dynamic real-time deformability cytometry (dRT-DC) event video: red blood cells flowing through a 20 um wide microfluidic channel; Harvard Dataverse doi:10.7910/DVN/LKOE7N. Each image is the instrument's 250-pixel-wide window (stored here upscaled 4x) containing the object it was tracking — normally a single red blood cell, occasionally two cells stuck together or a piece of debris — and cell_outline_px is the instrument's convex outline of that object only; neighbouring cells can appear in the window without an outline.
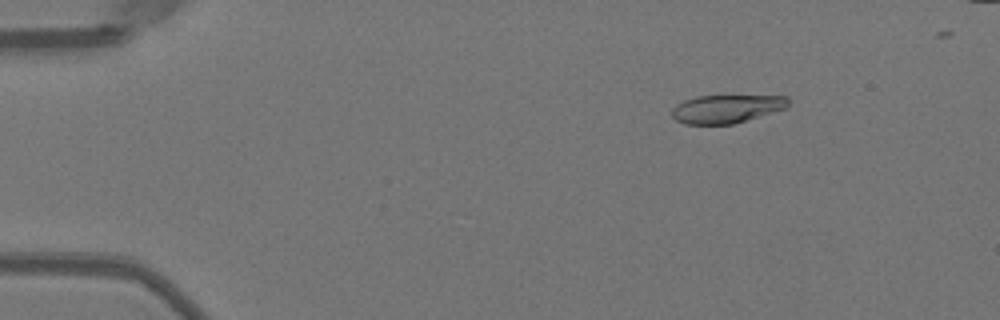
{"species": "Egyptian fruit bat (a non-hibernating species)", "species_latin": "Rousettus aegyptiacus", "temperature_condition": "warm", "stored_images_in_passage": 49, "camera_frame_rate_fps": 3000, "um_per_image_px": 0.085, "animal": {"sex": "female"}, "frame": {"image": 1, "passage_image": 8, "time_ms": 2.333, "image_size_px": [1000, 320], "cell_outline_px": [[788, 108], [732, 124], [684, 124], [676, 120], [672, 116], [672, 108], [676, 104], [684, 100], [696, 96], [788, 96]], "centroid_in_image_um": [61.74, 9.25], "position_along_channel_um": 23.3, "area_um2": 19.13}}
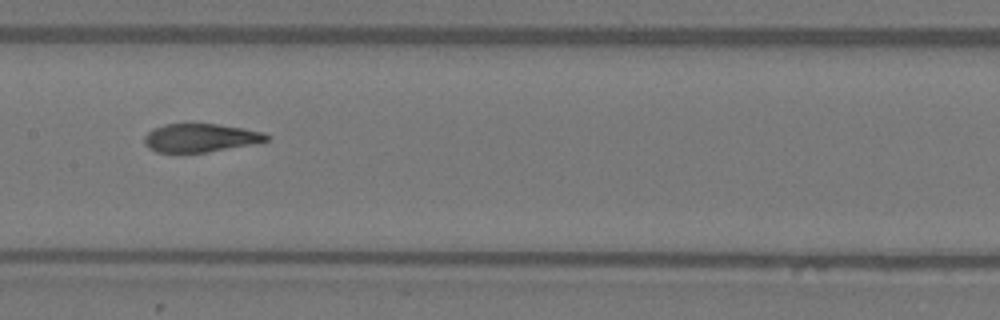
{"frame": {"image": 2, "passage_image": 27, "time_ms": 8.667, "image_size_px": [1000, 320], "cell_outline_px": [[268, 140], [252, 144], [204, 152], [156, 152], [148, 148], [144, 144], [144, 136], [152, 128], [164, 124], [216, 124], [244, 128], [264, 132], [268, 136]], "centroid_in_image_um": [16.99, 11.71], "position_along_channel_um": 190.4, "area_um2": 20.06}}
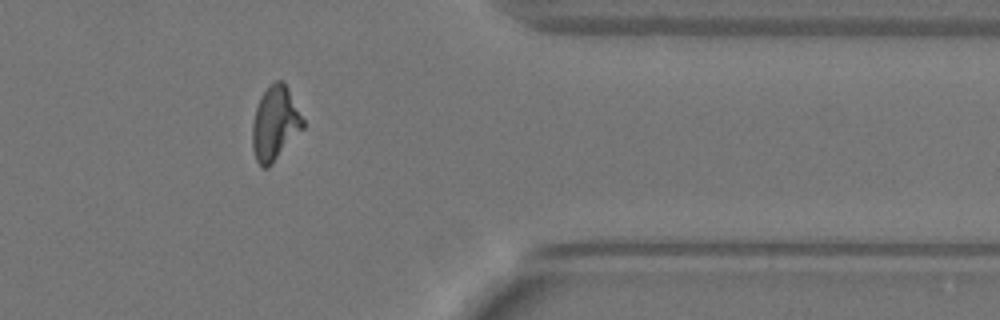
{"frame": {"image": 3, "passage_image": 43, "time_ms": 14.0, "image_size_px": [1000, 320], "cell_outline_px": [[304, 128], [272, 164], [268, 168], [260, 168], [256, 160], [252, 148], [252, 124], [256, 108], [260, 96], [268, 84], [276, 80], [280, 80], [288, 88], [304, 120]], "centroid_in_image_um": [23.36, 10.5], "position_along_channel_um": 388.0, "area_um2": 22.02}}